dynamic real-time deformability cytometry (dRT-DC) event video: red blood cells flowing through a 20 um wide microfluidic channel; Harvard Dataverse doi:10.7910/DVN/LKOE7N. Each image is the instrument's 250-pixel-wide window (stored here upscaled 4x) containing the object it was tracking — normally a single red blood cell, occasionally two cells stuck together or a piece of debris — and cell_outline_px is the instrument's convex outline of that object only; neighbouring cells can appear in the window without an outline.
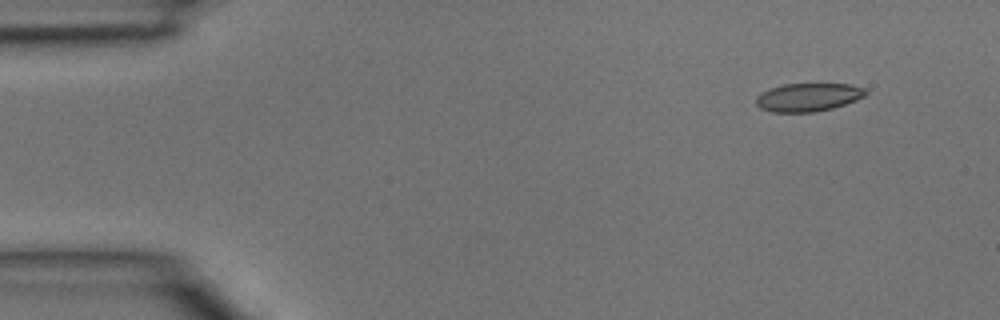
{"species": "common noctule bat (a hibernating species)", "species_latin": "Nyctalus noctula", "temperature_condition": "room temperature", "stored_images_in_passage": 4, "camera_frame_rate_fps": 3000, "um_per_image_px": 0.085, "animal": {"sex": "male", "body_mass_g": 15.6}, "frame": {"image": 1, "passage_image": 1, "time_ms": 0.0, "image_size_px": [1000, 320], "cell_outline_px": [[868, 92], [864, 96], [856, 100], [832, 108], [812, 112], [772, 112], [760, 108], [756, 104], [756, 96], [768, 88], [784, 84], [848, 84], [864, 88]], "centroid_in_image_um": [68.66, 8.26], "position_along_channel_um": 16.3, "area_um2": 17.98}}